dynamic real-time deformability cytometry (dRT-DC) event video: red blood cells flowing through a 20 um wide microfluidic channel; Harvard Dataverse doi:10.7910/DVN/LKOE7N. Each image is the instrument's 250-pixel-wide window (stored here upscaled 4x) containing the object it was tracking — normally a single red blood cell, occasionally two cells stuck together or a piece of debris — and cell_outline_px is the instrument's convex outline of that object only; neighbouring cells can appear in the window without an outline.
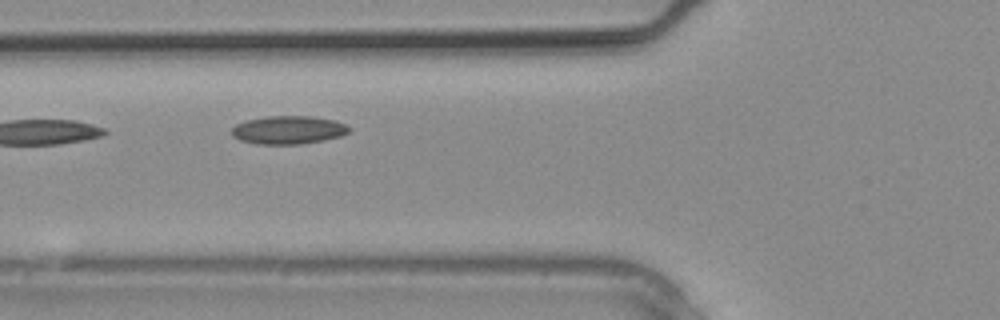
{"species": "common noctule bat (a hibernating species)", "species_latin": "Nyctalus noctula", "temperature_condition": "warm", "stored_images_in_passage": 21, "camera_frame_rate_fps": 3000, "um_per_image_px": 0.085, "animal": {"sex": "male", "body_mass_g": 20.4}, "frame": {"image": 1, "passage_image": 4, "time_ms": 1.0, "image_size_px": [1000, 320], "cell_outline_px": [[352, 128], [348, 132], [340, 136], [324, 140], [300, 144], [256, 144], [240, 140], [232, 136], [232, 128], [236, 124], [248, 120], [268, 116], [312, 116], [336, 120]], "centroid_in_image_um": [24.52, 11.04], "position_along_channel_um": 101.3, "area_um2": 19.31}}